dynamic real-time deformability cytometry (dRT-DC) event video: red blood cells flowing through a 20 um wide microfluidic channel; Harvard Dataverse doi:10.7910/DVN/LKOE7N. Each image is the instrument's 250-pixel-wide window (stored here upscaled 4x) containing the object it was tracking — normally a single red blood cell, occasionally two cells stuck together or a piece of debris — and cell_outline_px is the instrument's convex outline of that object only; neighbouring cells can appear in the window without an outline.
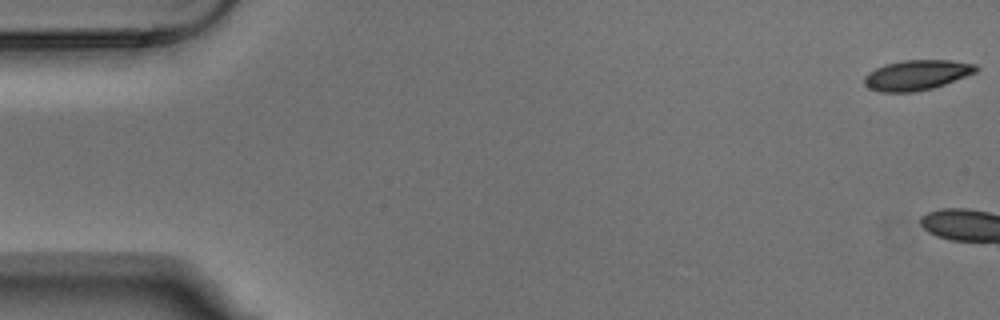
{"species": "Egyptian fruit bat (a non-hibernating species)", "species_latin": "Rousettus aegyptiacus", "temperature_condition": "warm", "stored_images_in_passage": 7, "camera_frame_rate_fps": 3000, "um_per_image_px": 0.085, "animal": {"sex": "male"}, "frame": {"image": 1, "passage_image": 1, "time_ms": 0.0, "image_size_px": [1000, 320], "cell_outline_px": [[980, 68], [976, 72], [944, 84], [932, 88], [916, 92], [880, 92], [868, 88], [864, 84], [864, 76], [868, 72], [884, 64], [904, 60], [952, 60], [976, 64]], "centroid_in_image_um": [77.91, 6.37], "position_along_channel_um": 7.1, "area_um2": 19.71}}